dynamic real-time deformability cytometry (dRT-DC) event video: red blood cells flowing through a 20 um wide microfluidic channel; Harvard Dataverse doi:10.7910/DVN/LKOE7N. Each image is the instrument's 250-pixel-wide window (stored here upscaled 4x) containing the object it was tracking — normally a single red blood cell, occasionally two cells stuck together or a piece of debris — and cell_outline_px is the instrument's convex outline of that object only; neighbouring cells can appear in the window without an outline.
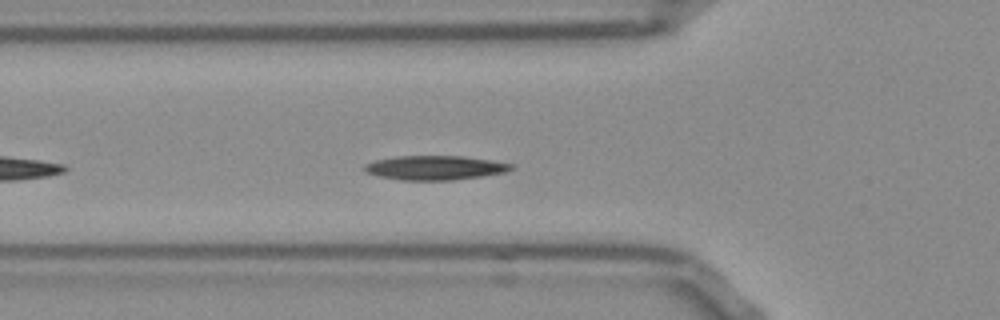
{"species": "Egyptian fruit bat (a non-hibernating species)", "species_latin": "Rousettus aegyptiacus", "temperature_condition": "room temperature", "stored_images_in_passage": 38, "camera_frame_rate_fps": 3000, "um_per_image_px": 0.085, "frame": {"image": 1, "passage_image": 6, "time_ms": 1.667, "image_size_px": [1000, 320], "cell_outline_px": [[516, 168], [504, 172], [484, 176], [452, 180], [400, 180], [380, 176], [368, 172], [364, 168], [364, 164], [376, 160], [396, 156], [460, 156], [492, 160], [512, 164]], "centroid_in_image_um": [37.01, 14.26], "position_along_channel_um": 88.8, "area_um2": 20.63}, "authors_computed_cell_mechanics": {"area_um2": 19.5075, "velocity_mm_per_s": 3.7381, "shape_relaxation_time_tau1_ms": 9.291, "shape_relaxation_time_tau2_ms": null, "deformation_change_tau1": 0.2151, "deformation_change_tau2": null}}